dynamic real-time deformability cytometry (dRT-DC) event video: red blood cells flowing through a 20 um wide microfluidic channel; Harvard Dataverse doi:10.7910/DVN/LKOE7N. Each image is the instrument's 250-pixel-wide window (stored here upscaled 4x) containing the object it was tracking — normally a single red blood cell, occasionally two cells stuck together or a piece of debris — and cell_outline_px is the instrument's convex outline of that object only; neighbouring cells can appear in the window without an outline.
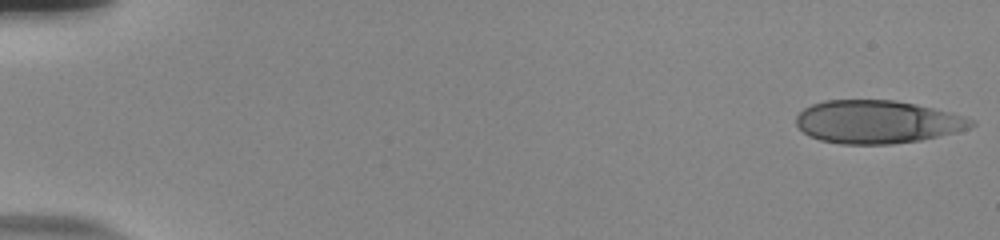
{"species": "human", "species_latin": "Homo sapiens", "temperature_condition": "room temperature", "stored_images_in_passage": 54, "camera_frame_rate_fps": 3000, "um_per_image_px": 0.085, "donor": {"sex": "male"}, "frame": {"image": 1, "passage_image": 1, "time_ms": 0.0, "image_size_px": [1000, 240], "cell_outline_px": [[976, 124], [968, 128], [956, 132], [920, 140], [892, 144], [840, 144], [820, 140], [808, 136], [796, 124], [796, 116], [804, 108], [812, 104], [824, 100], [896, 100], [916, 104], [964, 116], [972, 120]], "centroid_in_image_um": [74.53, 10.36], "position_along_channel_um": 10.5, "area_um2": 43.81}}
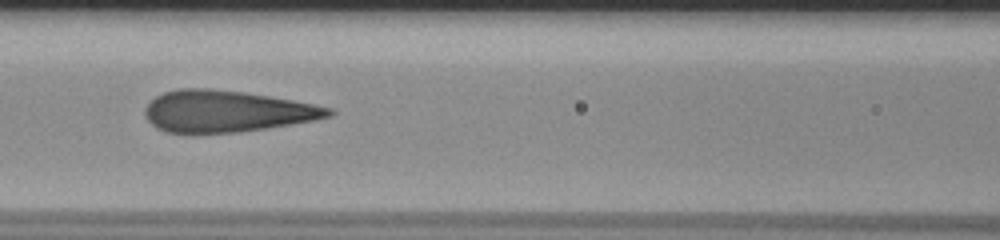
{"frame": {"image": 2, "passage_image": 25, "time_ms": 8.0, "image_size_px": [1000, 240], "cell_outline_px": [[336, 112], [332, 116], [316, 120], [268, 128], [240, 132], [188, 136], [164, 132], [156, 128], [144, 116], [144, 108], [156, 96], [164, 92], [176, 88], [208, 88], [244, 92], [292, 100], [332, 108]], "centroid_in_image_um": [19.2, 9.5], "position_along_channel_um": 147.4, "area_um2": 45.55}}
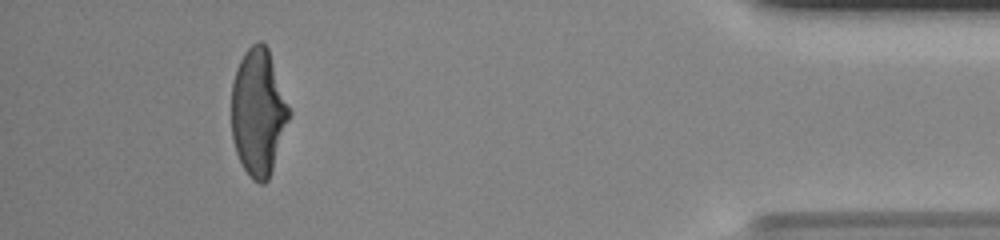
{"frame": {"image": 3, "passage_image": 50, "time_ms": 16.333, "image_size_px": [1000, 240], "cell_outline_px": [[292, 112], [268, 180], [264, 184], [260, 184], [252, 180], [244, 168], [236, 152], [232, 140], [232, 84], [236, 68], [244, 52], [252, 44], [260, 40], [268, 48]], "centroid_in_image_um": [21.96, 9.53], "position_along_channel_um": 413.2, "area_um2": 42.66}, "authors_computed_cell_mechanics": {"area_um2": 44.217, "velocity_mm_per_s": 3.8034, "shape_relaxation_time_tau1_ms": 5.5425, "shape_relaxation_time_tau2_ms": null, "deformation_change_tau1": 0.2394, "deformation_change_tau2": null}}